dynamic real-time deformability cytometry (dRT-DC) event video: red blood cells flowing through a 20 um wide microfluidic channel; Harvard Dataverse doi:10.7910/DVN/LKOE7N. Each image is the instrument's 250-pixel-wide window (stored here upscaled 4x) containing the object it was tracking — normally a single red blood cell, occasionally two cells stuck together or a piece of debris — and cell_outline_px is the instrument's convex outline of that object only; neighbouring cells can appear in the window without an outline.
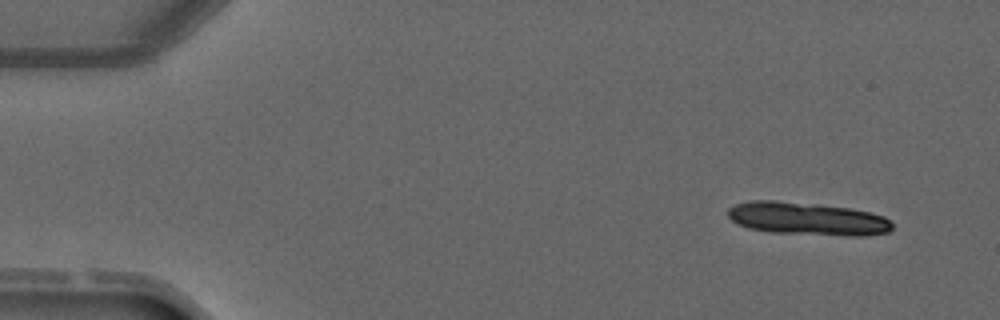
{"species": "common noctule bat (a hibernating species)", "species_latin": "Nyctalus noctula", "temperature_condition": "warm", "stored_images_in_passage": 4, "camera_frame_rate_fps": 3000, "um_per_image_px": 0.085, "animal": {"sex": "male", "forearm_length_mm": 52.5}, "frame": {"image": 1, "passage_image": 1, "time_ms": 0.0, "image_size_px": [1000, 320], "cell_outline_px": [[892, 228], [888, 232], [864, 236], [848, 236], [772, 232], [748, 228], [736, 224], [728, 216], [728, 208], [736, 204], [752, 200], [772, 200], [820, 204], [848, 208], [868, 212], [884, 216], [892, 220]], "centroid_in_image_um": [68.63, 18.59], "position_along_channel_um": 16.4, "area_um2": 31.62}}